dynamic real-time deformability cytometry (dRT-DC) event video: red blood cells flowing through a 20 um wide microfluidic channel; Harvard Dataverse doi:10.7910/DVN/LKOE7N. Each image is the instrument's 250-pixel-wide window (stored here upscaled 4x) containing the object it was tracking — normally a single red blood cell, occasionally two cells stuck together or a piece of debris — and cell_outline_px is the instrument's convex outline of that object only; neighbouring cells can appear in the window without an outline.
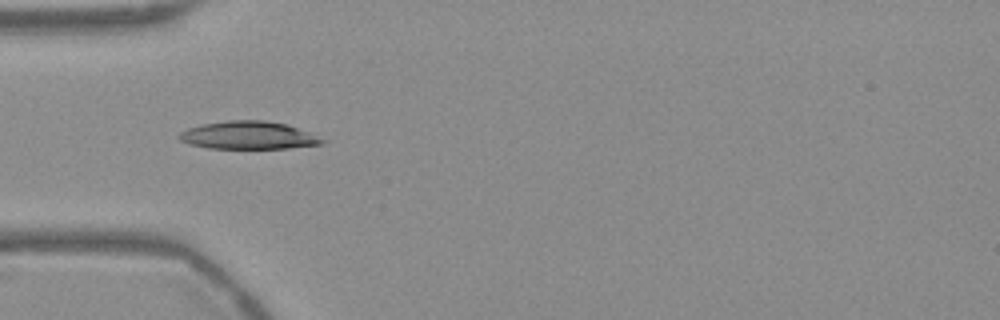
{"species": "Egyptian fruit bat (a non-hibernating species)", "species_latin": "Rousettus aegyptiacus", "temperature_condition": "warm", "stored_images_in_passage": 38, "camera_frame_rate_fps": 3000, "um_per_image_px": 0.085, "frame": {"image": 1, "passage_image": 1, "time_ms": 0.0, "image_size_px": [1000, 320], "cell_outline_px": [[328, 140], [324, 144], [288, 148], [208, 148], [188, 144], [180, 140], [176, 136], [180, 132], [188, 128], [204, 124], [228, 120], [264, 120], [288, 124]], "centroid_in_image_um": [21.13, 11.5], "position_along_channel_um": 63.9, "area_um2": 23.29}}
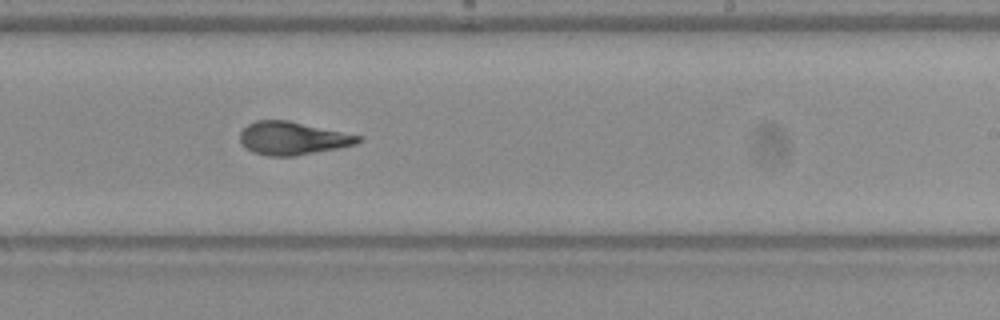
{"frame": {"image": 2, "passage_image": 17, "time_ms": 5.333, "image_size_px": [1000, 320], "cell_outline_px": [[364, 140], [356, 144], [340, 148], [292, 156], [268, 156], [252, 152], [240, 144], [240, 132], [248, 124], [256, 120], [288, 120], [364, 136]], "centroid_in_image_um": [24.9, 11.75], "position_along_channel_um": 264.1, "area_um2": 23.0}}
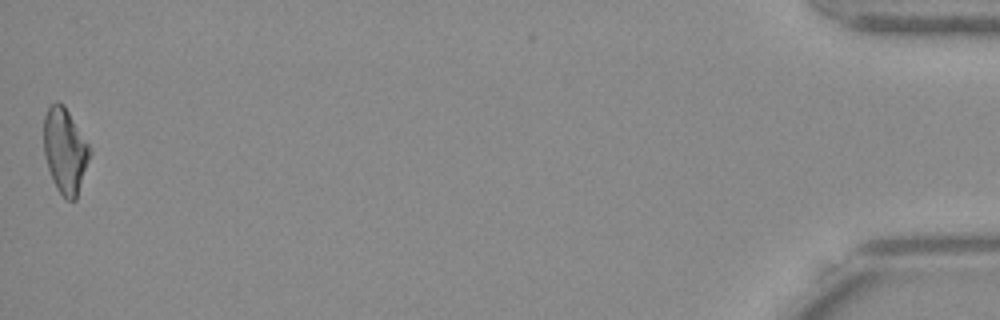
{"frame": {"image": 3, "passage_image": 38, "time_ms": 12.333, "image_size_px": [1000, 320], "cell_outline_px": [[92, 152], [76, 200], [64, 200], [56, 188], [52, 180], [44, 156], [44, 116], [48, 108], [56, 100], [64, 104], [88, 144]], "centroid_in_image_um": [5.52, 12.84], "position_along_channel_um": 429.7, "area_um2": 23.0}, "authors_computed_cell_mechanics": {"area_um2": 23.0044, "velocity_mm_per_s": 3.756, "shape_relaxation_time_tau1_ms": 9.2403, "shape_relaxation_time_tau2_ms": 1.6445, "deformation_change_tau1": 0.2348, "deformation_change_tau2": 0.0858}}